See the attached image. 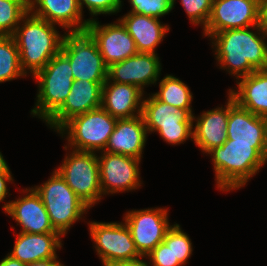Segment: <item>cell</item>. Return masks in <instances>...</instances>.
I'll return each instance as SVG.
<instances>
[{
	"instance_id": "cell-8",
	"label": "cell",
	"mask_w": 267,
	"mask_h": 266,
	"mask_svg": "<svg viewBox=\"0 0 267 266\" xmlns=\"http://www.w3.org/2000/svg\"><path fill=\"white\" fill-rule=\"evenodd\" d=\"M64 150L70 151L56 170L75 194L92 208L103 198L97 152L76 151L65 146Z\"/></svg>"
},
{
	"instance_id": "cell-9",
	"label": "cell",
	"mask_w": 267,
	"mask_h": 266,
	"mask_svg": "<svg viewBox=\"0 0 267 266\" xmlns=\"http://www.w3.org/2000/svg\"><path fill=\"white\" fill-rule=\"evenodd\" d=\"M61 52L69 59L75 81L105 83L108 66L87 31L65 32Z\"/></svg>"
},
{
	"instance_id": "cell-6",
	"label": "cell",
	"mask_w": 267,
	"mask_h": 266,
	"mask_svg": "<svg viewBox=\"0 0 267 266\" xmlns=\"http://www.w3.org/2000/svg\"><path fill=\"white\" fill-rule=\"evenodd\" d=\"M149 95V97L147 96ZM145 95L142 117L148 134L157 132L171 145L193 141V110L180 109L156 99L152 94Z\"/></svg>"
},
{
	"instance_id": "cell-21",
	"label": "cell",
	"mask_w": 267,
	"mask_h": 266,
	"mask_svg": "<svg viewBox=\"0 0 267 266\" xmlns=\"http://www.w3.org/2000/svg\"><path fill=\"white\" fill-rule=\"evenodd\" d=\"M145 94L137 86L107 79L102 86L101 107L114 118H134L142 113Z\"/></svg>"
},
{
	"instance_id": "cell-18",
	"label": "cell",
	"mask_w": 267,
	"mask_h": 266,
	"mask_svg": "<svg viewBox=\"0 0 267 266\" xmlns=\"http://www.w3.org/2000/svg\"><path fill=\"white\" fill-rule=\"evenodd\" d=\"M103 84L74 80L64 104L45 124L57 132L71 118L100 108Z\"/></svg>"
},
{
	"instance_id": "cell-39",
	"label": "cell",
	"mask_w": 267,
	"mask_h": 266,
	"mask_svg": "<svg viewBox=\"0 0 267 266\" xmlns=\"http://www.w3.org/2000/svg\"><path fill=\"white\" fill-rule=\"evenodd\" d=\"M0 172H11L10 167L8 166L1 152H0Z\"/></svg>"
},
{
	"instance_id": "cell-28",
	"label": "cell",
	"mask_w": 267,
	"mask_h": 266,
	"mask_svg": "<svg viewBox=\"0 0 267 266\" xmlns=\"http://www.w3.org/2000/svg\"><path fill=\"white\" fill-rule=\"evenodd\" d=\"M28 11L27 0H0V35L12 36Z\"/></svg>"
},
{
	"instance_id": "cell-17",
	"label": "cell",
	"mask_w": 267,
	"mask_h": 266,
	"mask_svg": "<svg viewBox=\"0 0 267 266\" xmlns=\"http://www.w3.org/2000/svg\"><path fill=\"white\" fill-rule=\"evenodd\" d=\"M157 54L137 53L108 67L107 79L111 82L137 86L143 92L145 87L156 85L162 71Z\"/></svg>"
},
{
	"instance_id": "cell-7",
	"label": "cell",
	"mask_w": 267,
	"mask_h": 266,
	"mask_svg": "<svg viewBox=\"0 0 267 266\" xmlns=\"http://www.w3.org/2000/svg\"><path fill=\"white\" fill-rule=\"evenodd\" d=\"M117 120L100 107L71 118L57 131V134L66 138L67 144L64 146L67 148L100 152L105 149Z\"/></svg>"
},
{
	"instance_id": "cell-15",
	"label": "cell",
	"mask_w": 267,
	"mask_h": 266,
	"mask_svg": "<svg viewBox=\"0 0 267 266\" xmlns=\"http://www.w3.org/2000/svg\"><path fill=\"white\" fill-rule=\"evenodd\" d=\"M22 196L10 200L2 206L4 212L21 226L22 233H59L50 221L40 196L31 187L22 190Z\"/></svg>"
},
{
	"instance_id": "cell-27",
	"label": "cell",
	"mask_w": 267,
	"mask_h": 266,
	"mask_svg": "<svg viewBox=\"0 0 267 266\" xmlns=\"http://www.w3.org/2000/svg\"><path fill=\"white\" fill-rule=\"evenodd\" d=\"M27 77L21 68L19 50L13 36L0 35V83Z\"/></svg>"
},
{
	"instance_id": "cell-33",
	"label": "cell",
	"mask_w": 267,
	"mask_h": 266,
	"mask_svg": "<svg viewBox=\"0 0 267 266\" xmlns=\"http://www.w3.org/2000/svg\"><path fill=\"white\" fill-rule=\"evenodd\" d=\"M150 266H182L178 259H175L171 248H168L164 242H161L146 257Z\"/></svg>"
},
{
	"instance_id": "cell-23",
	"label": "cell",
	"mask_w": 267,
	"mask_h": 266,
	"mask_svg": "<svg viewBox=\"0 0 267 266\" xmlns=\"http://www.w3.org/2000/svg\"><path fill=\"white\" fill-rule=\"evenodd\" d=\"M13 250L8 253L12 258L28 264L40 260L58 258L57 250L61 249L60 233H22L16 235Z\"/></svg>"
},
{
	"instance_id": "cell-11",
	"label": "cell",
	"mask_w": 267,
	"mask_h": 266,
	"mask_svg": "<svg viewBox=\"0 0 267 266\" xmlns=\"http://www.w3.org/2000/svg\"><path fill=\"white\" fill-rule=\"evenodd\" d=\"M168 207H152L132 209L123 216L128 226L132 240L142 257L147 255L163 242L168 230L172 227L169 222Z\"/></svg>"
},
{
	"instance_id": "cell-1",
	"label": "cell",
	"mask_w": 267,
	"mask_h": 266,
	"mask_svg": "<svg viewBox=\"0 0 267 266\" xmlns=\"http://www.w3.org/2000/svg\"><path fill=\"white\" fill-rule=\"evenodd\" d=\"M209 40L218 66L236 81L256 70L267 69V39L260 25L217 32Z\"/></svg>"
},
{
	"instance_id": "cell-34",
	"label": "cell",
	"mask_w": 267,
	"mask_h": 266,
	"mask_svg": "<svg viewBox=\"0 0 267 266\" xmlns=\"http://www.w3.org/2000/svg\"><path fill=\"white\" fill-rule=\"evenodd\" d=\"M12 182L14 183V179L11 172H0V202H3L7 196L11 195L7 186L9 185L8 183L12 184Z\"/></svg>"
},
{
	"instance_id": "cell-12",
	"label": "cell",
	"mask_w": 267,
	"mask_h": 266,
	"mask_svg": "<svg viewBox=\"0 0 267 266\" xmlns=\"http://www.w3.org/2000/svg\"><path fill=\"white\" fill-rule=\"evenodd\" d=\"M102 195L135 191L143 185L140 162L130 156L105 151L97 152Z\"/></svg>"
},
{
	"instance_id": "cell-30",
	"label": "cell",
	"mask_w": 267,
	"mask_h": 266,
	"mask_svg": "<svg viewBox=\"0 0 267 266\" xmlns=\"http://www.w3.org/2000/svg\"><path fill=\"white\" fill-rule=\"evenodd\" d=\"M191 24L204 29L209 20L213 0H180ZM176 0H172L174 9Z\"/></svg>"
},
{
	"instance_id": "cell-29",
	"label": "cell",
	"mask_w": 267,
	"mask_h": 266,
	"mask_svg": "<svg viewBox=\"0 0 267 266\" xmlns=\"http://www.w3.org/2000/svg\"><path fill=\"white\" fill-rule=\"evenodd\" d=\"M163 242L168 248H171L175 259H178L182 266L188 263L193 252V244L189 235L184 232L180 224H172L168 230Z\"/></svg>"
},
{
	"instance_id": "cell-32",
	"label": "cell",
	"mask_w": 267,
	"mask_h": 266,
	"mask_svg": "<svg viewBox=\"0 0 267 266\" xmlns=\"http://www.w3.org/2000/svg\"><path fill=\"white\" fill-rule=\"evenodd\" d=\"M123 0H78L79 8L84 15V6L89 11V21L95 20L98 15L117 14L122 9ZM96 16V17H95Z\"/></svg>"
},
{
	"instance_id": "cell-14",
	"label": "cell",
	"mask_w": 267,
	"mask_h": 266,
	"mask_svg": "<svg viewBox=\"0 0 267 266\" xmlns=\"http://www.w3.org/2000/svg\"><path fill=\"white\" fill-rule=\"evenodd\" d=\"M86 31L97 43L108 67L138 53L133 38L119 19L102 25L96 18L89 21Z\"/></svg>"
},
{
	"instance_id": "cell-16",
	"label": "cell",
	"mask_w": 267,
	"mask_h": 266,
	"mask_svg": "<svg viewBox=\"0 0 267 266\" xmlns=\"http://www.w3.org/2000/svg\"><path fill=\"white\" fill-rule=\"evenodd\" d=\"M227 140H232V143L253 144L267 159V118L240 107L230 94Z\"/></svg>"
},
{
	"instance_id": "cell-5",
	"label": "cell",
	"mask_w": 267,
	"mask_h": 266,
	"mask_svg": "<svg viewBox=\"0 0 267 266\" xmlns=\"http://www.w3.org/2000/svg\"><path fill=\"white\" fill-rule=\"evenodd\" d=\"M41 185L32 187L40 196L53 228L63 237L76 221L84 218L90 207L66 184L56 169Z\"/></svg>"
},
{
	"instance_id": "cell-19",
	"label": "cell",
	"mask_w": 267,
	"mask_h": 266,
	"mask_svg": "<svg viewBox=\"0 0 267 266\" xmlns=\"http://www.w3.org/2000/svg\"><path fill=\"white\" fill-rule=\"evenodd\" d=\"M228 118L229 93L225 106L203 111L198 117L193 115V142L206 156L226 142Z\"/></svg>"
},
{
	"instance_id": "cell-13",
	"label": "cell",
	"mask_w": 267,
	"mask_h": 266,
	"mask_svg": "<svg viewBox=\"0 0 267 266\" xmlns=\"http://www.w3.org/2000/svg\"><path fill=\"white\" fill-rule=\"evenodd\" d=\"M260 0H213L203 36L259 25Z\"/></svg>"
},
{
	"instance_id": "cell-20",
	"label": "cell",
	"mask_w": 267,
	"mask_h": 266,
	"mask_svg": "<svg viewBox=\"0 0 267 266\" xmlns=\"http://www.w3.org/2000/svg\"><path fill=\"white\" fill-rule=\"evenodd\" d=\"M29 11L66 32L86 31L89 19H84L78 0H29Z\"/></svg>"
},
{
	"instance_id": "cell-38",
	"label": "cell",
	"mask_w": 267,
	"mask_h": 266,
	"mask_svg": "<svg viewBox=\"0 0 267 266\" xmlns=\"http://www.w3.org/2000/svg\"><path fill=\"white\" fill-rule=\"evenodd\" d=\"M25 263L20 262L17 259L12 258L10 255H6L5 258H3L0 261V266H25Z\"/></svg>"
},
{
	"instance_id": "cell-26",
	"label": "cell",
	"mask_w": 267,
	"mask_h": 266,
	"mask_svg": "<svg viewBox=\"0 0 267 266\" xmlns=\"http://www.w3.org/2000/svg\"><path fill=\"white\" fill-rule=\"evenodd\" d=\"M158 85L159 91L151 93L156 99L180 109H192L193 94L182 80L166 74Z\"/></svg>"
},
{
	"instance_id": "cell-10",
	"label": "cell",
	"mask_w": 267,
	"mask_h": 266,
	"mask_svg": "<svg viewBox=\"0 0 267 266\" xmlns=\"http://www.w3.org/2000/svg\"><path fill=\"white\" fill-rule=\"evenodd\" d=\"M88 229L103 266L141 258L125 222L89 221Z\"/></svg>"
},
{
	"instance_id": "cell-22",
	"label": "cell",
	"mask_w": 267,
	"mask_h": 266,
	"mask_svg": "<svg viewBox=\"0 0 267 266\" xmlns=\"http://www.w3.org/2000/svg\"><path fill=\"white\" fill-rule=\"evenodd\" d=\"M147 137L142 115L118 119L103 151L142 159Z\"/></svg>"
},
{
	"instance_id": "cell-31",
	"label": "cell",
	"mask_w": 267,
	"mask_h": 266,
	"mask_svg": "<svg viewBox=\"0 0 267 266\" xmlns=\"http://www.w3.org/2000/svg\"><path fill=\"white\" fill-rule=\"evenodd\" d=\"M128 2L131 6L129 12L158 19L173 10L172 0H128Z\"/></svg>"
},
{
	"instance_id": "cell-3",
	"label": "cell",
	"mask_w": 267,
	"mask_h": 266,
	"mask_svg": "<svg viewBox=\"0 0 267 266\" xmlns=\"http://www.w3.org/2000/svg\"><path fill=\"white\" fill-rule=\"evenodd\" d=\"M208 154L215 172L216 187L223 192L244 187L267 163L253 144L232 143V140H226Z\"/></svg>"
},
{
	"instance_id": "cell-35",
	"label": "cell",
	"mask_w": 267,
	"mask_h": 266,
	"mask_svg": "<svg viewBox=\"0 0 267 266\" xmlns=\"http://www.w3.org/2000/svg\"><path fill=\"white\" fill-rule=\"evenodd\" d=\"M259 25L267 39V0H260Z\"/></svg>"
},
{
	"instance_id": "cell-24",
	"label": "cell",
	"mask_w": 267,
	"mask_h": 266,
	"mask_svg": "<svg viewBox=\"0 0 267 266\" xmlns=\"http://www.w3.org/2000/svg\"><path fill=\"white\" fill-rule=\"evenodd\" d=\"M118 19L133 38L138 53L157 54L156 48L170 31L168 24L146 15L127 12Z\"/></svg>"
},
{
	"instance_id": "cell-2",
	"label": "cell",
	"mask_w": 267,
	"mask_h": 266,
	"mask_svg": "<svg viewBox=\"0 0 267 266\" xmlns=\"http://www.w3.org/2000/svg\"><path fill=\"white\" fill-rule=\"evenodd\" d=\"M55 24L28 11L12 35L17 44L24 73L33 77L61 51L64 34Z\"/></svg>"
},
{
	"instance_id": "cell-4",
	"label": "cell",
	"mask_w": 267,
	"mask_h": 266,
	"mask_svg": "<svg viewBox=\"0 0 267 266\" xmlns=\"http://www.w3.org/2000/svg\"><path fill=\"white\" fill-rule=\"evenodd\" d=\"M33 78L38 83L31 115L46 122L65 102L73 84L69 59L60 51Z\"/></svg>"
},
{
	"instance_id": "cell-25",
	"label": "cell",
	"mask_w": 267,
	"mask_h": 266,
	"mask_svg": "<svg viewBox=\"0 0 267 266\" xmlns=\"http://www.w3.org/2000/svg\"><path fill=\"white\" fill-rule=\"evenodd\" d=\"M237 88L229 89L235 102L251 113L267 118V69L239 78Z\"/></svg>"
},
{
	"instance_id": "cell-36",
	"label": "cell",
	"mask_w": 267,
	"mask_h": 266,
	"mask_svg": "<svg viewBox=\"0 0 267 266\" xmlns=\"http://www.w3.org/2000/svg\"><path fill=\"white\" fill-rule=\"evenodd\" d=\"M106 266H150V265H149V262L146 260V257H141L135 260L119 261V262L111 263Z\"/></svg>"
},
{
	"instance_id": "cell-37",
	"label": "cell",
	"mask_w": 267,
	"mask_h": 266,
	"mask_svg": "<svg viewBox=\"0 0 267 266\" xmlns=\"http://www.w3.org/2000/svg\"><path fill=\"white\" fill-rule=\"evenodd\" d=\"M25 266H65L58 258L45 259L32 263H28Z\"/></svg>"
}]
</instances>
